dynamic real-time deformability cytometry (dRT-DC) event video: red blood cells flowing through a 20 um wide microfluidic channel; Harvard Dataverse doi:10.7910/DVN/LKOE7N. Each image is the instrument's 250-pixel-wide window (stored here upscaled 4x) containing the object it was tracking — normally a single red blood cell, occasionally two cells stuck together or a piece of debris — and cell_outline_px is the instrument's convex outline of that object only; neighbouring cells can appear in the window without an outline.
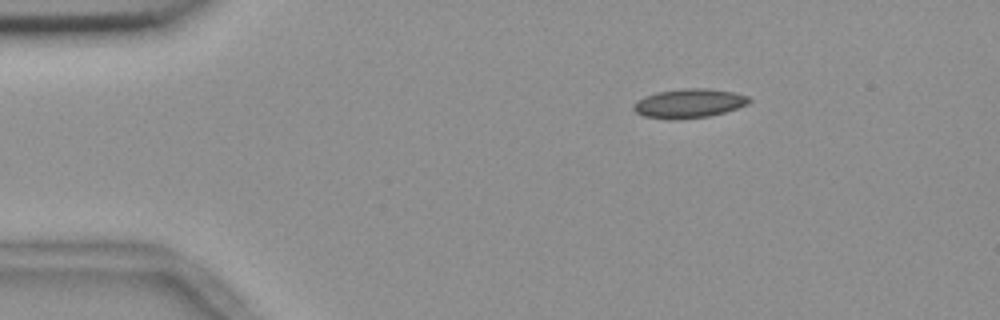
{"species": "common noctule bat (a hibernating species)", "species_latin": "Nyctalus noctula", "temperature_condition": "room temperature", "stored_images_in_passage": 47, "camera_frame_rate_fps": 3000, "um_per_image_px": 0.085, "animal": {"sex": "female", "body_mass_g": 18.4}, "frame": {"image": 1, "passage_image": 1, "time_ms": 0.0, "image_size_px": [1000, 320], "cell_outline_px": [[752, 100], [748, 104], [724, 112], [708, 116], [672, 120], [668, 120], [644, 116], [636, 112], [632, 108], [632, 104], [644, 96], [656, 92], [684, 88], [708, 88], [732, 92], [748, 96]], "centroid_in_image_um": [58.53, 8.78], "position_along_channel_um": 26.5, "area_um2": 19.65}}
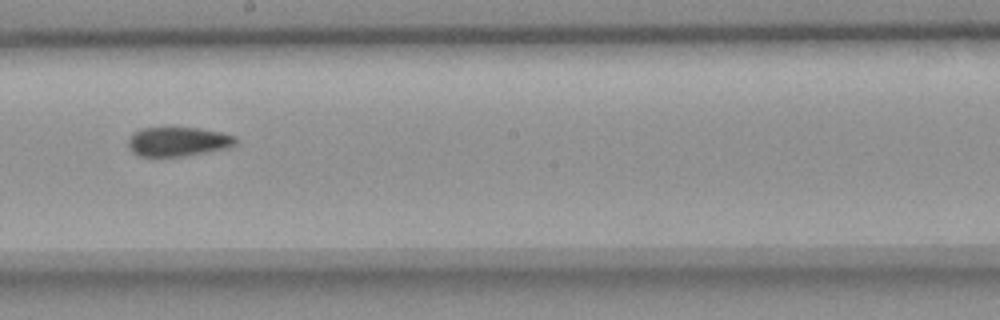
{"frame": {"image": 2, "passage_image": 23, "time_ms": 7.333, "image_size_px": [1000, 320], "cell_outline_px": [[236, 144], [228, 148], [208, 152], [184, 156], [140, 156], [132, 152], [128, 148], [128, 140], [132, 132], [140, 128], [200, 128], [220, 132], [236, 136]], "centroid_in_image_um": [15.12, 12.04], "position_along_channel_um": 233.1, "area_um2": 18.44}}
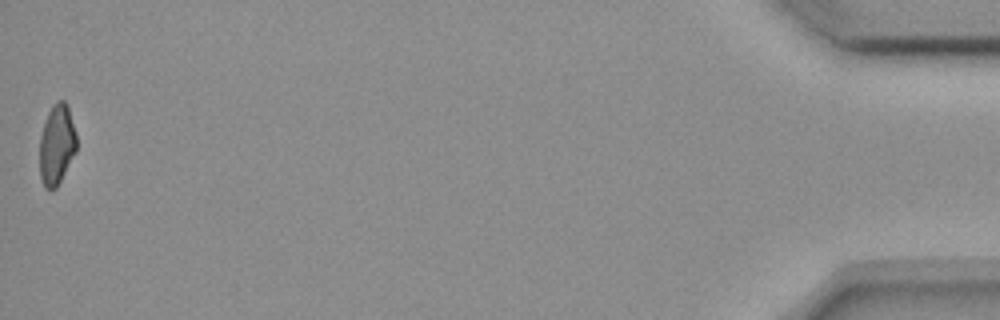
{"frame": {"image": 3, "passage_image": 47, "time_ms": 15.333, "image_size_px": [1000, 320], "cell_outline_px": [[76, 152], [56, 188], [44, 188], [40, 176], [40, 136], [48, 112], [52, 104], [56, 100], [64, 100], [68, 104], [76, 132]], "centroid_in_image_um": [4.83, 12.25], "position_along_channel_um": 430.4, "area_um2": 17.34}, "authors_computed_cell_mechanics": {"area_um2": 18.8428, "velocity_mm_per_s": 3.6774, "shape_relaxation_time_tau1_ms": null, "shape_relaxation_time_tau2_ms": 3.7464, "deformation_change_tau1": null, "deformation_change_tau2": 0.081}}